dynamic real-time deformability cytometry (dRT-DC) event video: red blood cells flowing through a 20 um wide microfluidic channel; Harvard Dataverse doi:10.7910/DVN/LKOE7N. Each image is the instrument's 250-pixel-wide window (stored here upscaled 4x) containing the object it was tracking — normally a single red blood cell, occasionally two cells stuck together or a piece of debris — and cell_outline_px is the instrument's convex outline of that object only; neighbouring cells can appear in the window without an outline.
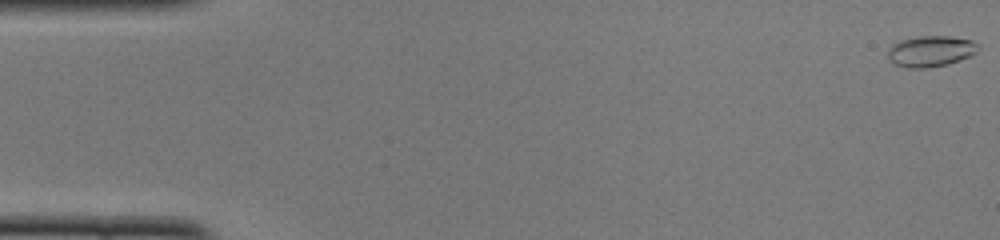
{"species": "common noctule bat (a hibernating species)", "species_latin": "Nyctalus noctula", "temperature_condition": "cold", "stored_images_in_passage": 51, "camera_frame_rate_fps": 3000, "um_per_image_px": 0.085, "animal": {"sex": "female", "body_mass_g": 22.0, "forearm_length_mm": 56.7}, "frame": {"image": 1, "passage_image": 1, "time_ms": 0.0, "image_size_px": [1000, 240], "cell_outline_px": [[980, 48], [976, 52], [960, 60], [948, 64], [928, 68], [908, 68], [892, 64], [888, 56], [888, 48], [892, 44], [900, 40], [916, 36], [948, 36], [972, 40], [980, 44]], "centroid_in_image_um": [79.09, 4.35], "position_along_channel_um": 5.9, "area_um2": 16.53}}
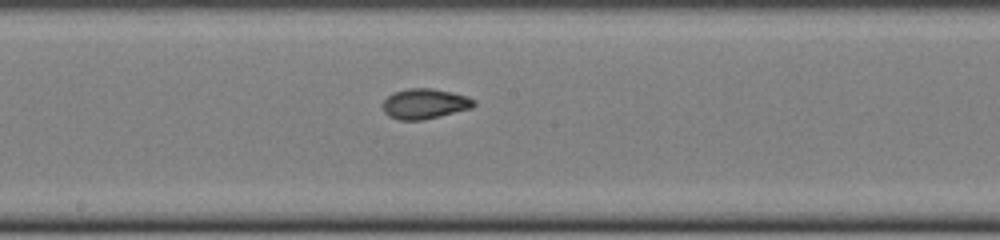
{"frame": {"image": 2, "passage_image": 27, "time_ms": 8.667, "image_size_px": [1000, 240], "cell_outline_px": [[476, 104], [472, 108], [440, 116], [420, 120], [400, 120], [388, 116], [384, 112], [384, 100], [392, 92], [408, 88], [432, 88], [452, 92], [468, 96], [476, 100]], "centroid_in_image_um": [36.13, 8.81], "position_along_channel_um": 212.1, "area_um2": 16.13}}
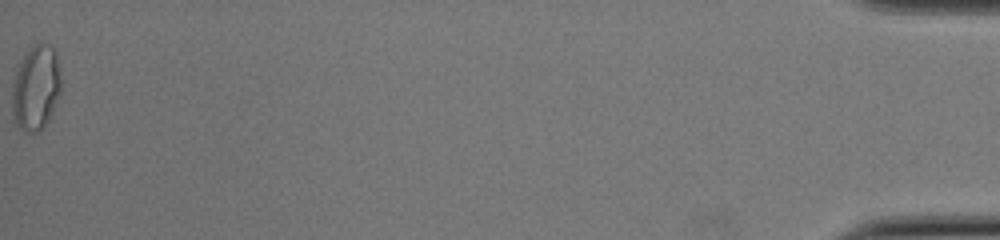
{"frame": {"image": 3, "passage_image": 51, "time_ms": 16.667, "image_size_px": [1000, 240], "cell_outline_px": [[60, 96], [48, 120], [40, 132], [24, 132], [16, 124], [12, 116], [12, 80], [16, 64], [28, 48], [36, 44], [48, 44], [56, 52], [60, 72]], "centroid_in_image_um": [3.02, 7.46], "position_along_channel_um": 432.2, "area_um2": 24.8}, "authors_computed_cell_mechanics": {"area_um2": 15.895, "velocity_mm_per_s": 4.0001, "shape_relaxation_time_tau1_ms": 7.1555, "shape_relaxation_time_tau2_ms": 1.4351, "deformation_change_tau1": 0.213, "deformation_change_tau2": 0.0549}}